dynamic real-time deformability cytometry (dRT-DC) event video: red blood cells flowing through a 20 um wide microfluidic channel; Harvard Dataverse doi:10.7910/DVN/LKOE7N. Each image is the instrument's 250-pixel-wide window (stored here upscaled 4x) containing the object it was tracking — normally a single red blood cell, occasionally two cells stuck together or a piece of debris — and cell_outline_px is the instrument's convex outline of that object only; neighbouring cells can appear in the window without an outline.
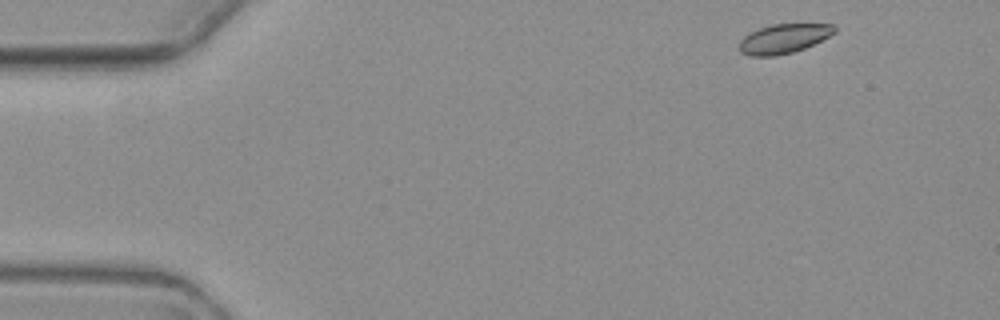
{"species": "common noctule bat (a hibernating species)", "species_latin": "Nyctalus noctula", "temperature_condition": "warm", "stored_images_in_passage": 5, "camera_frame_rate_fps": 3000, "um_per_image_px": 0.085, "animal": {"sex": "female", "body_mass_g": 19.3, "forearm_length_mm": 54.1}, "frame": {"image": 1, "passage_image": 1, "time_ms": 0.0, "image_size_px": [1000, 320], "cell_outline_px": [[836, 32], [804, 48], [792, 52], [772, 56], [752, 56], [740, 52], [740, 40], [744, 36], [760, 28], [772, 24], [832, 24], [836, 28]], "centroid_in_image_um": [66.6, 3.28], "position_along_channel_um": 18.4, "area_um2": 15.95}}
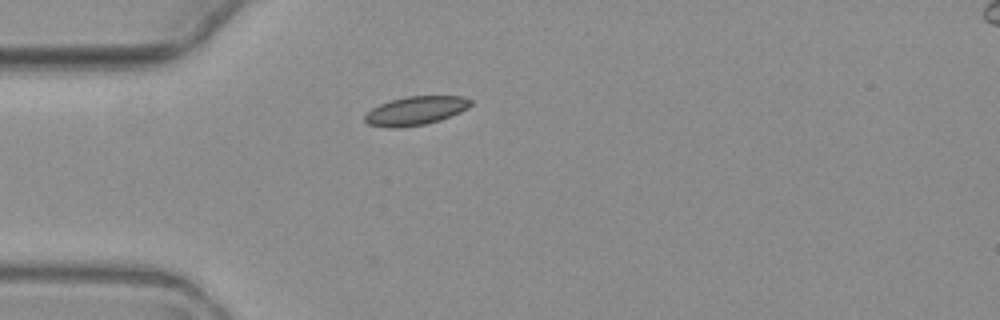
{"frame": {"image": 2, "passage_image": 4, "time_ms": 3.333, "image_size_px": [1000, 320], "cell_outline_px": [[472, 104], [468, 108], [460, 112], [440, 120], [424, 124], [400, 128], [392, 128], [368, 124], [364, 120], [364, 116], [372, 108], [380, 104], [392, 100], [408, 96], [464, 96], [472, 100]], "centroid_in_image_um": [35.35, 9.41], "position_along_channel_um": 49.7, "area_um2": 17.63}}